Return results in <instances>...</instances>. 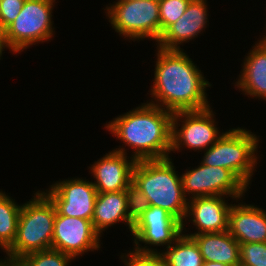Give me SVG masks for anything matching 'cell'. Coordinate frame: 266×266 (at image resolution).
Here are the masks:
<instances>
[{
	"label": "cell",
	"mask_w": 266,
	"mask_h": 266,
	"mask_svg": "<svg viewBox=\"0 0 266 266\" xmlns=\"http://www.w3.org/2000/svg\"><path fill=\"white\" fill-rule=\"evenodd\" d=\"M72 259L74 258L70 255L51 248L27 254L16 264L18 266H68Z\"/></svg>",
	"instance_id": "cell-22"
},
{
	"label": "cell",
	"mask_w": 266,
	"mask_h": 266,
	"mask_svg": "<svg viewBox=\"0 0 266 266\" xmlns=\"http://www.w3.org/2000/svg\"><path fill=\"white\" fill-rule=\"evenodd\" d=\"M243 128H233L205 150L202 163L230 170L246 187L250 184L257 157L258 137Z\"/></svg>",
	"instance_id": "cell-5"
},
{
	"label": "cell",
	"mask_w": 266,
	"mask_h": 266,
	"mask_svg": "<svg viewBox=\"0 0 266 266\" xmlns=\"http://www.w3.org/2000/svg\"><path fill=\"white\" fill-rule=\"evenodd\" d=\"M157 49L154 84L150 94L157 104L154 101L149 103L173 113L210 107L205 91L211 84L192 59L182 49Z\"/></svg>",
	"instance_id": "cell-1"
},
{
	"label": "cell",
	"mask_w": 266,
	"mask_h": 266,
	"mask_svg": "<svg viewBox=\"0 0 266 266\" xmlns=\"http://www.w3.org/2000/svg\"><path fill=\"white\" fill-rule=\"evenodd\" d=\"M25 0L0 1V27L5 30L18 16Z\"/></svg>",
	"instance_id": "cell-27"
},
{
	"label": "cell",
	"mask_w": 266,
	"mask_h": 266,
	"mask_svg": "<svg viewBox=\"0 0 266 266\" xmlns=\"http://www.w3.org/2000/svg\"><path fill=\"white\" fill-rule=\"evenodd\" d=\"M5 48H8L5 42V33L4 30L0 27V57L2 56V51H4Z\"/></svg>",
	"instance_id": "cell-28"
},
{
	"label": "cell",
	"mask_w": 266,
	"mask_h": 266,
	"mask_svg": "<svg viewBox=\"0 0 266 266\" xmlns=\"http://www.w3.org/2000/svg\"><path fill=\"white\" fill-rule=\"evenodd\" d=\"M182 222L167 210L150 205L137 219L132 228L135 237V251L141 253H157V250L147 248L148 245L170 247L182 234ZM139 242L145 243L144 247ZM141 246V247H139Z\"/></svg>",
	"instance_id": "cell-10"
},
{
	"label": "cell",
	"mask_w": 266,
	"mask_h": 266,
	"mask_svg": "<svg viewBox=\"0 0 266 266\" xmlns=\"http://www.w3.org/2000/svg\"><path fill=\"white\" fill-rule=\"evenodd\" d=\"M46 195L59 215L92 220L97 190L93 182L80 178L55 182Z\"/></svg>",
	"instance_id": "cell-11"
},
{
	"label": "cell",
	"mask_w": 266,
	"mask_h": 266,
	"mask_svg": "<svg viewBox=\"0 0 266 266\" xmlns=\"http://www.w3.org/2000/svg\"><path fill=\"white\" fill-rule=\"evenodd\" d=\"M106 11L111 26L126 39L158 42L161 37L159 0H118Z\"/></svg>",
	"instance_id": "cell-6"
},
{
	"label": "cell",
	"mask_w": 266,
	"mask_h": 266,
	"mask_svg": "<svg viewBox=\"0 0 266 266\" xmlns=\"http://www.w3.org/2000/svg\"><path fill=\"white\" fill-rule=\"evenodd\" d=\"M124 149L112 150L90 167L96 180L93 185L97 192H119L132 183V171L136 161L133 157L129 160Z\"/></svg>",
	"instance_id": "cell-13"
},
{
	"label": "cell",
	"mask_w": 266,
	"mask_h": 266,
	"mask_svg": "<svg viewBox=\"0 0 266 266\" xmlns=\"http://www.w3.org/2000/svg\"><path fill=\"white\" fill-rule=\"evenodd\" d=\"M266 35V34H265ZM262 42H265L266 43V36L265 37H262V39L260 40Z\"/></svg>",
	"instance_id": "cell-31"
},
{
	"label": "cell",
	"mask_w": 266,
	"mask_h": 266,
	"mask_svg": "<svg viewBox=\"0 0 266 266\" xmlns=\"http://www.w3.org/2000/svg\"><path fill=\"white\" fill-rule=\"evenodd\" d=\"M100 237L92 220L59 215L56 212L51 248L73 258L87 251L99 250Z\"/></svg>",
	"instance_id": "cell-12"
},
{
	"label": "cell",
	"mask_w": 266,
	"mask_h": 266,
	"mask_svg": "<svg viewBox=\"0 0 266 266\" xmlns=\"http://www.w3.org/2000/svg\"><path fill=\"white\" fill-rule=\"evenodd\" d=\"M241 266H266V242L240 244Z\"/></svg>",
	"instance_id": "cell-25"
},
{
	"label": "cell",
	"mask_w": 266,
	"mask_h": 266,
	"mask_svg": "<svg viewBox=\"0 0 266 266\" xmlns=\"http://www.w3.org/2000/svg\"><path fill=\"white\" fill-rule=\"evenodd\" d=\"M228 232L239 243L266 242V212L255 205H232Z\"/></svg>",
	"instance_id": "cell-16"
},
{
	"label": "cell",
	"mask_w": 266,
	"mask_h": 266,
	"mask_svg": "<svg viewBox=\"0 0 266 266\" xmlns=\"http://www.w3.org/2000/svg\"><path fill=\"white\" fill-rule=\"evenodd\" d=\"M245 57L243 70L235 86L244 94L263 98L266 101V43H255Z\"/></svg>",
	"instance_id": "cell-17"
},
{
	"label": "cell",
	"mask_w": 266,
	"mask_h": 266,
	"mask_svg": "<svg viewBox=\"0 0 266 266\" xmlns=\"http://www.w3.org/2000/svg\"><path fill=\"white\" fill-rule=\"evenodd\" d=\"M188 199L186 217L192 218L198 232L187 234L219 233L228 230L229 211L232 206L223 200L222 196H205Z\"/></svg>",
	"instance_id": "cell-14"
},
{
	"label": "cell",
	"mask_w": 266,
	"mask_h": 266,
	"mask_svg": "<svg viewBox=\"0 0 266 266\" xmlns=\"http://www.w3.org/2000/svg\"><path fill=\"white\" fill-rule=\"evenodd\" d=\"M21 207L0 191V247L5 251L15 240Z\"/></svg>",
	"instance_id": "cell-21"
},
{
	"label": "cell",
	"mask_w": 266,
	"mask_h": 266,
	"mask_svg": "<svg viewBox=\"0 0 266 266\" xmlns=\"http://www.w3.org/2000/svg\"><path fill=\"white\" fill-rule=\"evenodd\" d=\"M213 118L214 114L211 107L202 110L174 112L171 151H178L183 145L193 150L196 149L195 151H201V149L206 150L216 143L222 134L219 135L220 132L214 124L216 122ZM178 121L183 123L179 130H177L180 126Z\"/></svg>",
	"instance_id": "cell-8"
},
{
	"label": "cell",
	"mask_w": 266,
	"mask_h": 266,
	"mask_svg": "<svg viewBox=\"0 0 266 266\" xmlns=\"http://www.w3.org/2000/svg\"><path fill=\"white\" fill-rule=\"evenodd\" d=\"M132 183L148 197L150 205L163 208L180 220L184 230L188 199L183 193L181 176L176 174L172 159L136 161Z\"/></svg>",
	"instance_id": "cell-3"
},
{
	"label": "cell",
	"mask_w": 266,
	"mask_h": 266,
	"mask_svg": "<svg viewBox=\"0 0 266 266\" xmlns=\"http://www.w3.org/2000/svg\"><path fill=\"white\" fill-rule=\"evenodd\" d=\"M55 0H25L16 19L4 30L7 47L14 53L53 36L52 9Z\"/></svg>",
	"instance_id": "cell-7"
},
{
	"label": "cell",
	"mask_w": 266,
	"mask_h": 266,
	"mask_svg": "<svg viewBox=\"0 0 266 266\" xmlns=\"http://www.w3.org/2000/svg\"><path fill=\"white\" fill-rule=\"evenodd\" d=\"M204 261L220 262L229 266L240 265V244L227 231L191 235Z\"/></svg>",
	"instance_id": "cell-18"
},
{
	"label": "cell",
	"mask_w": 266,
	"mask_h": 266,
	"mask_svg": "<svg viewBox=\"0 0 266 266\" xmlns=\"http://www.w3.org/2000/svg\"><path fill=\"white\" fill-rule=\"evenodd\" d=\"M190 1L191 0H159L161 35L185 13Z\"/></svg>",
	"instance_id": "cell-23"
},
{
	"label": "cell",
	"mask_w": 266,
	"mask_h": 266,
	"mask_svg": "<svg viewBox=\"0 0 266 266\" xmlns=\"http://www.w3.org/2000/svg\"><path fill=\"white\" fill-rule=\"evenodd\" d=\"M173 244L167 251L160 253L166 266H202L203 257L192 237L181 234Z\"/></svg>",
	"instance_id": "cell-20"
},
{
	"label": "cell",
	"mask_w": 266,
	"mask_h": 266,
	"mask_svg": "<svg viewBox=\"0 0 266 266\" xmlns=\"http://www.w3.org/2000/svg\"><path fill=\"white\" fill-rule=\"evenodd\" d=\"M184 195L190 193L194 197L227 196L240 199L247 187L228 169L207 166L200 163L199 167L186 171L181 175Z\"/></svg>",
	"instance_id": "cell-9"
},
{
	"label": "cell",
	"mask_w": 266,
	"mask_h": 266,
	"mask_svg": "<svg viewBox=\"0 0 266 266\" xmlns=\"http://www.w3.org/2000/svg\"><path fill=\"white\" fill-rule=\"evenodd\" d=\"M124 221L132 232L134 223L128 217L125 190L97 194L92 217L94 230L100 235L106 228Z\"/></svg>",
	"instance_id": "cell-19"
},
{
	"label": "cell",
	"mask_w": 266,
	"mask_h": 266,
	"mask_svg": "<svg viewBox=\"0 0 266 266\" xmlns=\"http://www.w3.org/2000/svg\"><path fill=\"white\" fill-rule=\"evenodd\" d=\"M56 209L45 192H36L20 210L13 244L5 251L6 262L16 263L27 254L51 249Z\"/></svg>",
	"instance_id": "cell-4"
},
{
	"label": "cell",
	"mask_w": 266,
	"mask_h": 266,
	"mask_svg": "<svg viewBox=\"0 0 266 266\" xmlns=\"http://www.w3.org/2000/svg\"><path fill=\"white\" fill-rule=\"evenodd\" d=\"M202 266H229V265L220 262L204 261Z\"/></svg>",
	"instance_id": "cell-29"
},
{
	"label": "cell",
	"mask_w": 266,
	"mask_h": 266,
	"mask_svg": "<svg viewBox=\"0 0 266 266\" xmlns=\"http://www.w3.org/2000/svg\"><path fill=\"white\" fill-rule=\"evenodd\" d=\"M0 266H18L16 263L6 262L0 260Z\"/></svg>",
	"instance_id": "cell-30"
},
{
	"label": "cell",
	"mask_w": 266,
	"mask_h": 266,
	"mask_svg": "<svg viewBox=\"0 0 266 266\" xmlns=\"http://www.w3.org/2000/svg\"><path fill=\"white\" fill-rule=\"evenodd\" d=\"M207 11L206 0H191L185 13L162 33L157 47L181 50L179 44L194 39L205 28Z\"/></svg>",
	"instance_id": "cell-15"
},
{
	"label": "cell",
	"mask_w": 266,
	"mask_h": 266,
	"mask_svg": "<svg viewBox=\"0 0 266 266\" xmlns=\"http://www.w3.org/2000/svg\"><path fill=\"white\" fill-rule=\"evenodd\" d=\"M172 117L173 112L144 103L105 127L135 150V161L164 159L171 152Z\"/></svg>",
	"instance_id": "cell-2"
},
{
	"label": "cell",
	"mask_w": 266,
	"mask_h": 266,
	"mask_svg": "<svg viewBox=\"0 0 266 266\" xmlns=\"http://www.w3.org/2000/svg\"><path fill=\"white\" fill-rule=\"evenodd\" d=\"M129 259L127 260L126 259ZM125 266H166L163 256L158 253H141L138 251H130L125 259Z\"/></svg>",
	"instance_id": "cell-26"
},
{
	"label": "cell",
	"mask_w": 266,
	"mask_h": 266,
	"mask_svg": "<svg viewBox=\"0 0 266 266\" xmlns=\"http://www.w3.org/2000/svg\"><path fill=\"white\" fill-rule=\"evenodd\" d=\"M129 219L135 223L137 219L150 207L148 197L143 194L134 183L125 189Z\"/></svg>",
	"instance_id": "cell-24"
}]
</instances>
